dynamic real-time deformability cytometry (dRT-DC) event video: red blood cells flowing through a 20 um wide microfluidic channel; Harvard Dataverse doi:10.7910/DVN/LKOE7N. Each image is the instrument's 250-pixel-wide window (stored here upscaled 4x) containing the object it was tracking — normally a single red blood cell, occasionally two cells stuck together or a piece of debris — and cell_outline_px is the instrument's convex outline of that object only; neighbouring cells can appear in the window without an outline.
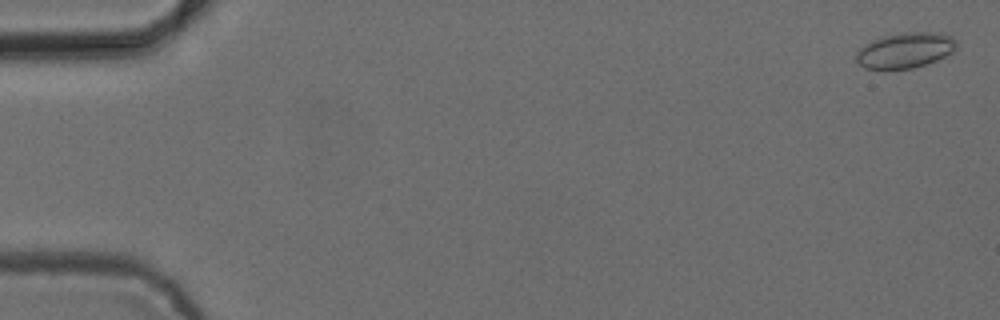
{"species": "common noctule bat (a hibernating species)", "species_latin": "Nyctalus noctula", "temperature_condition": "cold", "stored_images_in_passage": 54, "camera_frame_rate_fps": 3000, "um_per_image_px": 0.085, "animal": {"sex": "female", "body_mass_g": 24.6, "forearm_length_mm": 56.2}, "frame": {"image": 1, "passage_image": 2, "time_ms": 0.333, "image_size_px": [1000, 320], "cell_outline_px": [[956, 48], [952, 52], [936, 60], [912, 68], [884, 72], [864, 68], [856, 60], [856, 52], [860, 48], [872, 40], [884, 36], [904, 32], [944, 32], [952, 36], [956, 40]], "centroid_in_image_um": [76.92, 4.3], "position_along_channel_um": 8.1, "area_um2": 21.21}}
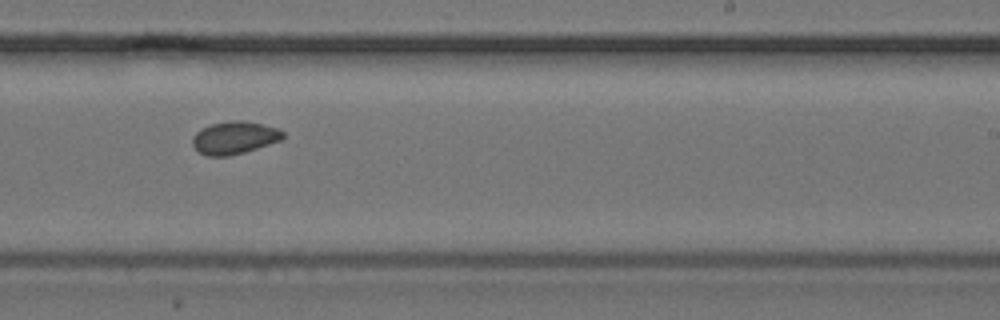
{"frame": {"image": 2, "passage_image": 34, "time_ms": 11.0, "image_size_px": [1000, 320], "cell_outline_px": [[284, 136], [280, 140], [244, 152], [228, 156], [208, 156], [200, 152], [192, 144], [192, 136], [196, 132], [212, 124], [236, 120], [244, 120], [264, 124], [276, 128], [284, 132]], "centroid_in_image_um": [19.92, 11.7], "position_along_channel_um": 269.1, "area_um2": 16.94}}
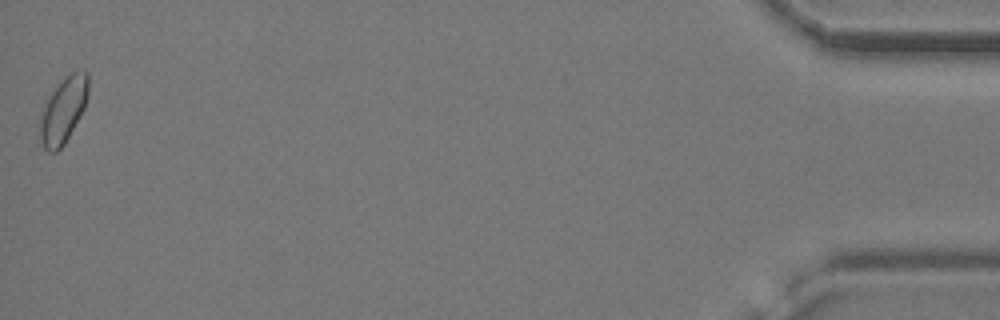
{"frame": {"image": 3, "passage_image": 54, "time_ms": 17.667, "image_size_px": [1000, 320], "cell_outline_px": [[88, 96], [84, 108], [64, 144], [56, 152], [48, 152], [44, 148], [36, 132], [40, 112], [44, 100], [60, 80], [64, 76], [72, 72], [84, 68], [88, 72]], "centroid_in_image_um": [5.32, 9.34], "position_along_channel_um": 429.9, "area_um2": 19.31}, "authors_computed_cell_mechanics": {"area_um2": 17.2244, "velocity_mm_per_s": 3.8531, "shape_relaxation_time_tau1_ms": 5.6129, "shape_relaxation_time_tau2_ms": 1.7742, "deformation_change_tau1": 0.07, "deformation_change_tau2": 0.0532}}